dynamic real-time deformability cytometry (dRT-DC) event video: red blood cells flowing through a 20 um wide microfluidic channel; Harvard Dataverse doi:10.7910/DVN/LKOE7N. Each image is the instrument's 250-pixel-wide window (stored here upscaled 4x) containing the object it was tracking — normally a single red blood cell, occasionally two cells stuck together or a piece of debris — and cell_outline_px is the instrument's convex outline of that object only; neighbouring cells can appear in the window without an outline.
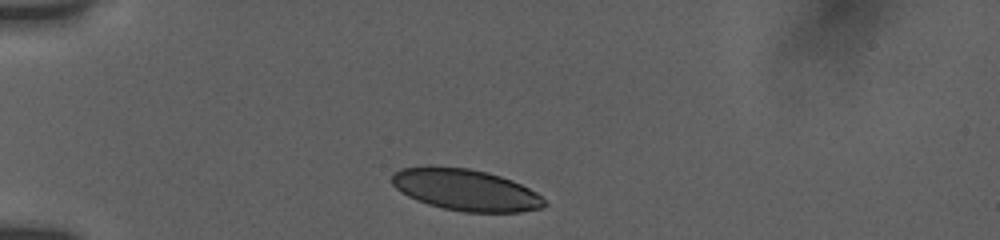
{"species": "human", "species_latin": "Homo sapiens", "temperature_condition": "room temperature", "stored_images_in_passage": 8, "camera_frame_rate_fps": 3000, "um_per_image_px": 0.085, "donor": {"sex": "female"}, "frame": {"image": 1, "passage_image": 1, "time_ms": 0.0, "image_size_px": [1000, 240], "cell_outline_px": [[548, 204], [544, 208], [520, 212], [464, 212], [444, 208], [428, 204], [416, 200], [408, 196], [396, 188], [392, 184], [392, 172], [400, 168], [424, 164], [432, 164], [468, 168], [488, 172], [512, 180], [536, 192]], "centroid_in_image_um": [39.53, 16.11], "position_along_channel_um": 45.5, "area_um2": 37.51}}
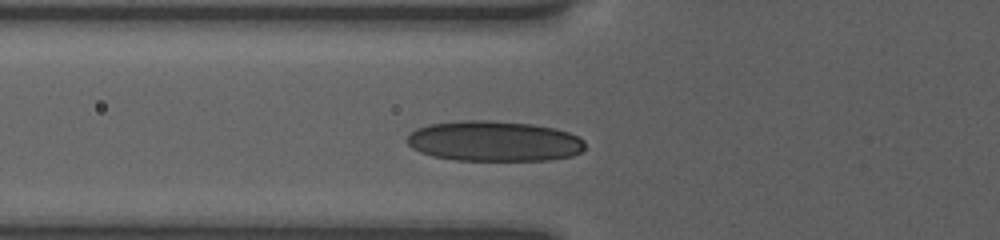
{"frame": {"image": 2, "passage_image": 7, "time_ms": 2.0, "image_size_px": [1000, 240], "cell_outline_px": [[584, 148], [580, 152], [572, 156], [548, 160], [456, 160], [432, 156], [420, 152], [412, 148], [408, 144], [408, 136], [416, 128], [428, 124], [464, 120], [488, 120], [532, 124], [556, 128], [568, 132], [584, 140]], "centroid_in_image_um": [41.99, 11.99], "position_along_channel_um": 83.8, "area_um2": 41.91}}